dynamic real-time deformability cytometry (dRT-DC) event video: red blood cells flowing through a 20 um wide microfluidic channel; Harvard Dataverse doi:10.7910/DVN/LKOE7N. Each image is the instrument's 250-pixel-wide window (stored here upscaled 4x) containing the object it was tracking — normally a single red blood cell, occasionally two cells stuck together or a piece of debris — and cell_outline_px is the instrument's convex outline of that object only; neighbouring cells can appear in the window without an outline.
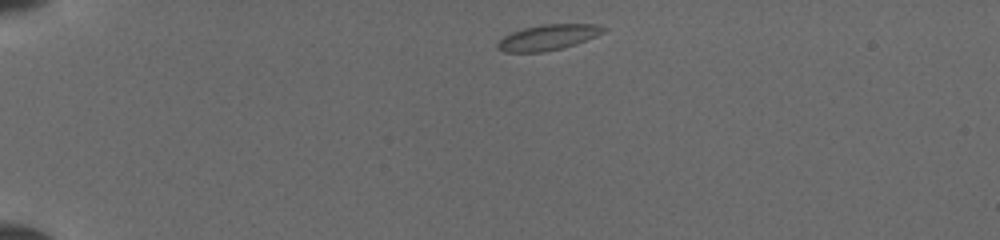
{"species": "common noctule bat (a hibernating species)", "species_latin": "Nyctalus noctula", "temperature_condition": "cold", "stored_images_in_passage": 7, "camera_frame_rate_fps": 3000, "um_per_image_px": 0.085, "animal": {"sex": "female", "body_mass_g": 19.5, "forearm_length_mm": 54.1}, "frame": {"image": 1, "passage_image": 1, "time_ms": 0.0, "image_size_px": [1000, 240], "cell_outline_px": [[608, 28], [604, 32], [596, 36], [576, 44], [544, 52], [504, 52], [496, 48], [496, 44], [504, 36], [512, 32], [524, 28], [540, 24], [596, 24]], "centroid_in_image_um": [46.58, 3.17], "position_along_channel_um": 38.4, "area_um2": 15.78}}
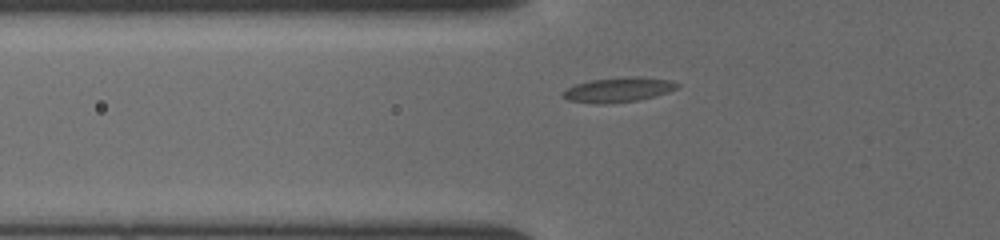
{"frame": {"image": 2, "passage_image": 5, "time_ms": 2.333, "image_size_px": [1000, 240], "cell_outline_px": [[680, 84], [676, 88], [668, 92], [656, 96], [636, 100], [608, 104], [596, 104], [568, 100], [560, 96], [560, 92], [576, 84], [588, 80], [628, 76], [640, 76], [672, 80]], "centroid_in_image_um": [52.53, 7.62], "position_along_channel_um": 73.3, "area_um2": 16.76}}